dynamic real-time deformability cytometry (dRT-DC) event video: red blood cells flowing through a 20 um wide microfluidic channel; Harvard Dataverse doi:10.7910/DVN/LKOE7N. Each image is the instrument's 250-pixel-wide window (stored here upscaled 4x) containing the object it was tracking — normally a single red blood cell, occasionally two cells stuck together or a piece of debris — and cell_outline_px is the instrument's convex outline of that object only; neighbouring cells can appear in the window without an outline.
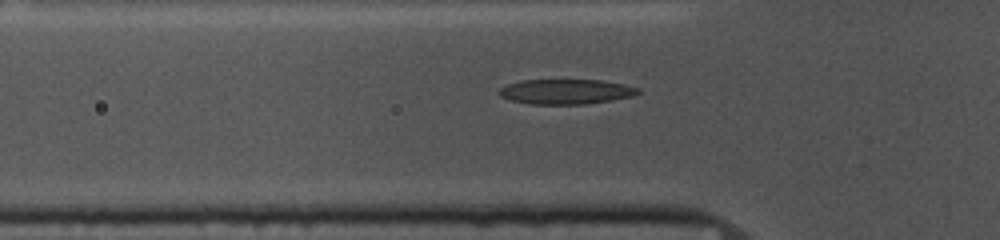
{"species": "common noctule bat (a hibernating species)", "species_latin": "Nyctalus noctula", "temperature_condition": "cold", "stored_images_in_passage": 33, "camera_frame_rate_fps": 3000, "um_per_image_px": 0.085, "animal": {"sex": "female", "body_mass_g": 10.0, "forearm_length_mm": 53.1}, "frame": {"image": 1, "passage_image": 6, "time_ms": 1.667, "image_size_px": [1000, 240], "cell_outline_px": [[640, 92], [636, 96], [588, 104], [532, 104], [512, 100], [500, 96], [500, 88], [508, 84], [520, 80], [600, 80], [624, 84], [640, 88]], "centroid_in_image_um": [48.17, 7.79], "position_along_channel_um": 77.6, "area_um2": 20.23}}
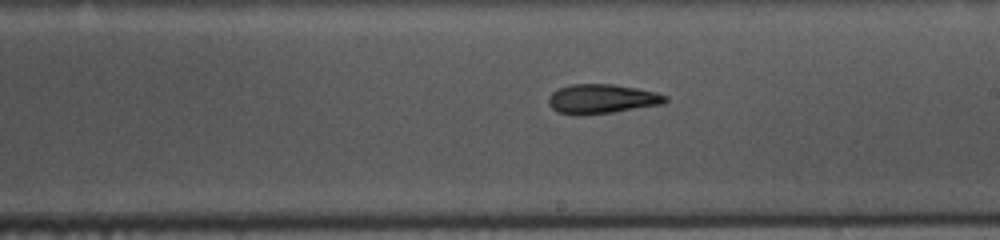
{"frame": {"image": 2, "passage_image": 19, "time_ms": 6.0, "image_size_px": [1000, 240], "cell_outline_px": [[668, 100], [664, 104], [612, 112], [584, 116], [572, 116], [556, 112], [548, 104], [548, 96], [556, 88], [568, 84], [612, 84], [636, 88], [656, 92], [668, 96]], "centroid_in_image_um": [51.1, 8.42], "position_along_channel_um": 237.9, "area_um2": 20.52}}
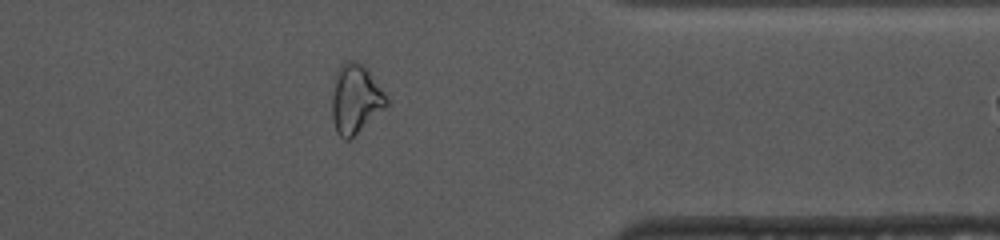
{"frame": {"image": 3, "passage_image": 32, "time_ms": 10.333, "image_size_px": [1000, 240], "cell_outline_px": [[388, 104], [348, 140], [344, 140], [336, 132], [332, 120], [332, 96], [336, 72], [340, 64], [348, 60], [356, 60], [368, 72], [388, 96]], "centroid_in_image_um": [30.18, 8.41], "position_along_channel_um": 381.2, "area_um2": 21.5}}